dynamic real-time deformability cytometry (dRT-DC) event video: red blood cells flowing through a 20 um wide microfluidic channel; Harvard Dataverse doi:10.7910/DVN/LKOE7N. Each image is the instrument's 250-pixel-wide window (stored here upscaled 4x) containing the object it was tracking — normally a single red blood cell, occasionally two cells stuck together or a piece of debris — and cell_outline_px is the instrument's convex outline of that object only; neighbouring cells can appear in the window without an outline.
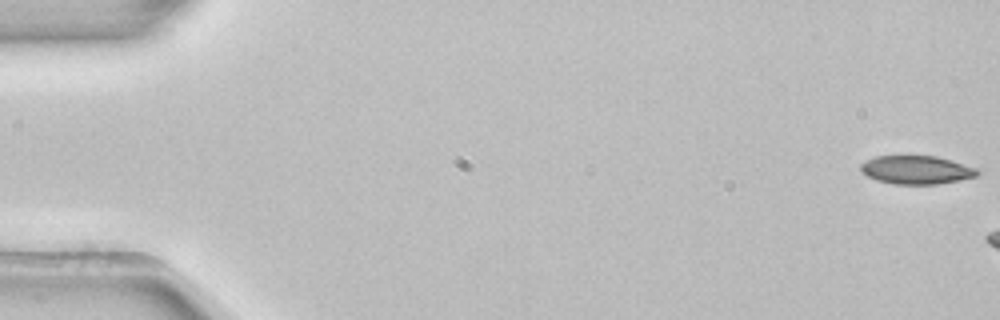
{"species": "common noctule bat (a hibernating species)", "species_latin": "Nyctalus noctula", "temperature_condition": "room temperature", "stored_images_in_passage": 4, "camera_frame_rate_fps": 3000, "um_per_image_px": 0.085, "animal": {"sex": "female", "body_mass_g": 22.7, "forearm_length_mm": 54.2}, "frame": {"image": 1, "passage_image": 1, "time_ms": 0.0, "image_size_px": [1000, 320], "cell_outline_px": [[980, 172], [976, 176], [960, 180], [936, 184], [892, 184], [876, 180], [860, 172], [860, 164], [876, 156], [936, 156], [952, 160], [976, 168]], "centroid_in_image_um": [77.88, 14.44], "position_along_channel_um": 7.1, "area_um2": 19.31}}